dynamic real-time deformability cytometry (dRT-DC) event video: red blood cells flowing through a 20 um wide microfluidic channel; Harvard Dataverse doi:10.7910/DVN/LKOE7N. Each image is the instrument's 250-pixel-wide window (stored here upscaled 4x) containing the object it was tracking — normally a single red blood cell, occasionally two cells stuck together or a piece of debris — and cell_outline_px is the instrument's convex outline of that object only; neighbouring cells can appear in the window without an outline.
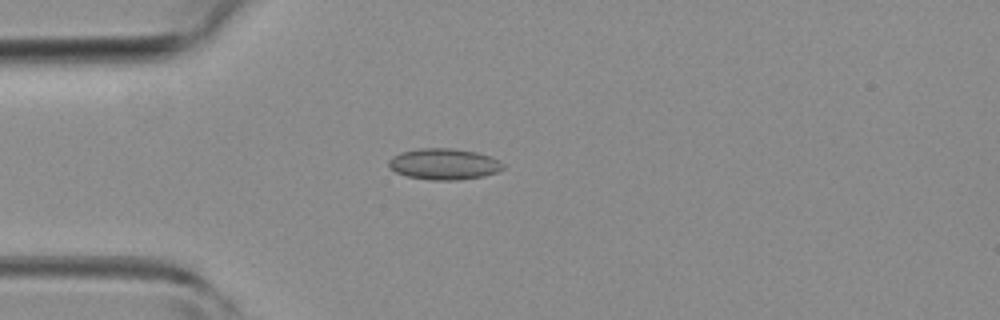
{"species": "common noctule bat (a hibernating species)", "species_latin": "Nyctalus noctula", "temperature_condition": "room temperature", "stored_images_in_passage": 4, "camera_frame_rate_fps": 3000, "um_per_image_px": 0.085, "animal": {"sex": "female", "body_mass_g": 19.3, "forearm_length_mm": 54.1}, "frame": {"image": 1, "passage_image": 3, "time_ms": 2.333, "image_size_px": [1000, 320], "cell_outline_px": [[504, 168], [496, 172], [484, 176], [460, 180], [428, 180], [408, 176], [396, 172], [388, 168], [388, 160], [392, 156], [400, 152], [416, 148], [452, 148], [476, 152], [492, 156], [500, 160], [504, 164]], "centroid_in_image_um": [37.73, 13.94], "position_along_channel_um": 47.3, "area_um2": 21.1}}
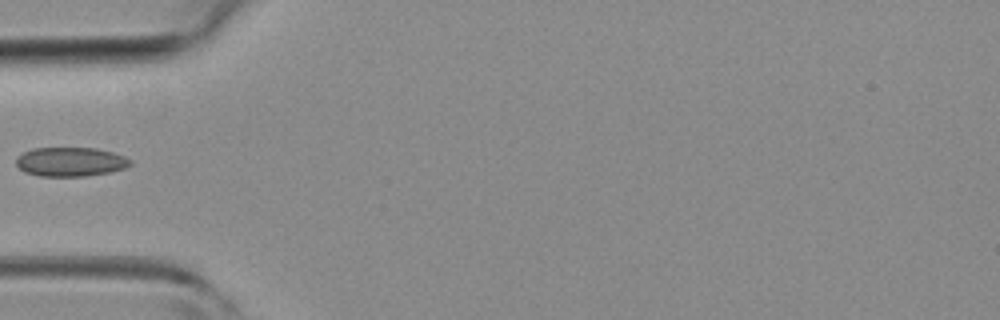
{"frame": {"image": 2, "passage_image": 4, "time_ms": 3.333, "image_size_px": [1000, 320], "cell_outline_px": [[132, 164], [124, 168], [108, 172], [88, 176], [40, 176], [24, 172], [16, 164], [16, 156], [32, 148], [96, 148], [112, 152], [124, 156], [132, 160]], "centroid_in_image_um": [5.98, 13.75], "position_along_channel_um": 79.0, "area_um2": 19.42}}